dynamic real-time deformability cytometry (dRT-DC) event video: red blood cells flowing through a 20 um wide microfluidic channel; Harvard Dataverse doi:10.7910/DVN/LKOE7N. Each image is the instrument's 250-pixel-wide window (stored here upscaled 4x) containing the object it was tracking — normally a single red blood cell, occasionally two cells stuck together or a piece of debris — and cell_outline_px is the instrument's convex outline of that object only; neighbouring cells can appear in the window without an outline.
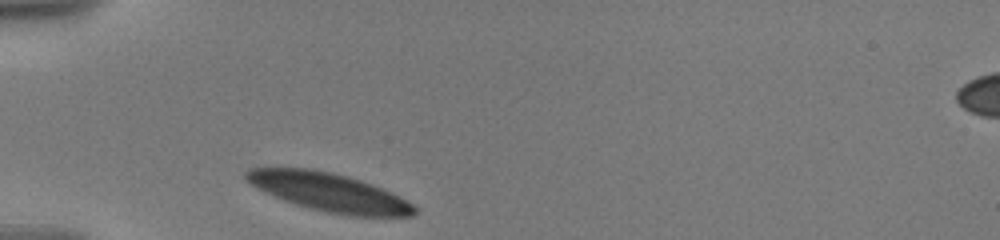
{"species": "human", "species_latin": "Homo sapiens", "temperature_condition": "warm", "stored_images_in_passage": 8, "camera_frame_rate_fps": 3000, "um_per_image_px": 0.085, "donor": {"sex": "male"}, "frame": {"image": 1, "passage_image": 1, "time_ms": 0.0, "image_size_px": [1000, 240], "cell_outline_px": [[416, 212], [412, 216], [348, 216], [328, 212], [296, 204], [284, 200], [256, 188], [248, 184], [244, 180], [244, 172], [248, 168], [312, 168], [332, 172], [348, 176], [372, 184], [400, 196], [412, 204], [416, 208]], "centroid_in_image_um": [27.93, 16.32], "position_along_channel_um": 57.1, "area_um2": 37.63}}
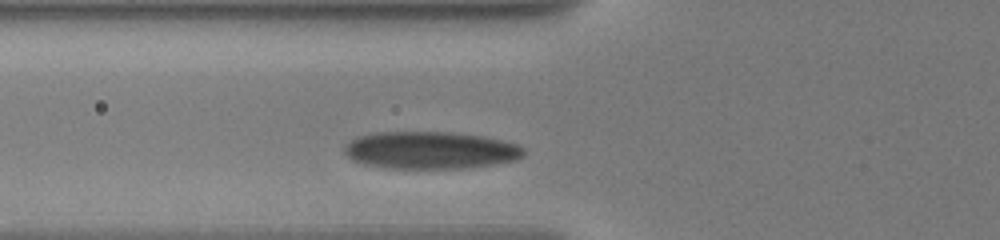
{"frame": {"image": 2, "passage_image": 6, "time_ms": 1.333, "image_size_px": [1000, 240], "cell_outline_px": [[524, 156], [516, 160], [468, 168], [384, 168], [364, 164], [352, 160], [344, 152], [344, 144], [360, 136], [376, 132], [452, 132], [484, 136], [516, 144], [524, 148]], "centroid_in_image_um": [36.57, 12.77], "position_along_channel_um": 89.2, "area_um2": 39.07}}